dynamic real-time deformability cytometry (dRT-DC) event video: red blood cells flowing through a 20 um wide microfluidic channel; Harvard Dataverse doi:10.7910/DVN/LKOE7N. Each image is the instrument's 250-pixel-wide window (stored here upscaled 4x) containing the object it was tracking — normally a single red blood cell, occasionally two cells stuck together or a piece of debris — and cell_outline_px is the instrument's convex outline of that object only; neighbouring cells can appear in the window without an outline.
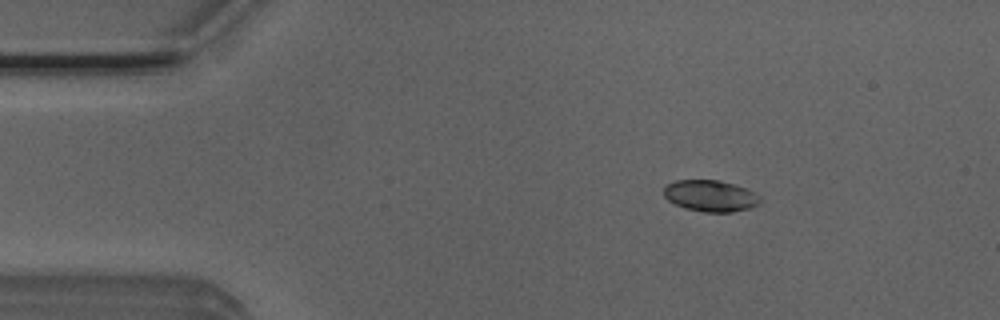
{"species": "Egyptian fruit bat (a non-hibernating species)", "species_latin": "Rousettus aegyptiacus", "temperature_condition": "room temperature", "stored_images_in_passage": 4, "camera_frame_rate_fps": 3000, "um_per_image_px": 0.085, "animal": {"sex": "male"}, "frame": {"image": 1, "passage_image": 2, "time_ms": 0.333, "image_size_px": [1000, 320], "cell_outline_px": [[760, 200], [756, 204], [748, 208], [732, 212], [704, 212], [684, 208], [668, 200], [664, 196], [664, 188], [668, 184], [676, 180], [716, 180], [732, 184], [756, 192], [760, 196]], "centroid_in_image_um": [60.37, 16.65], "position_along_channel_um": 24.6, "area_um2": 17.4}}
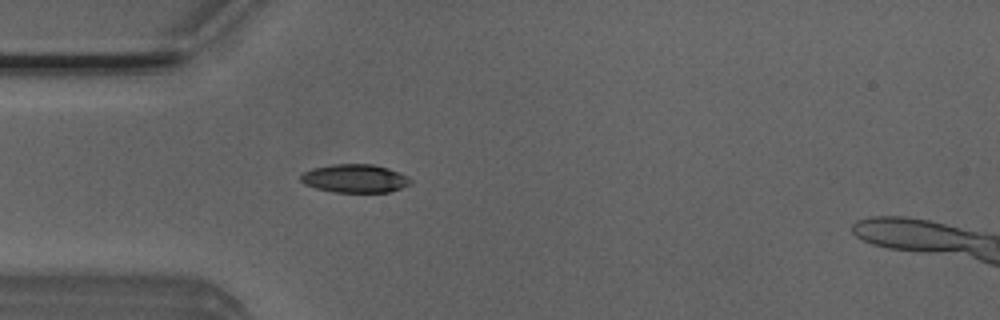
{"frame": {"image": 2, "passage_image": 4, "time_ms": 1.0, "image_size_px": [1000, 320], "cell_outline_px": [[412, 180], [408, 184], [400, 188], [388, 192], [332, 192], [316, 188], [304, 184], [300, 180], [300, 176], [304, 172], [312, 168], [336, 164], [372, 164], [388, 168], [408, 176]], "centroid_in_image_um": [30.14, 15.17], "position_along_channel_um": 54.9, "area_um2": 18.03}}